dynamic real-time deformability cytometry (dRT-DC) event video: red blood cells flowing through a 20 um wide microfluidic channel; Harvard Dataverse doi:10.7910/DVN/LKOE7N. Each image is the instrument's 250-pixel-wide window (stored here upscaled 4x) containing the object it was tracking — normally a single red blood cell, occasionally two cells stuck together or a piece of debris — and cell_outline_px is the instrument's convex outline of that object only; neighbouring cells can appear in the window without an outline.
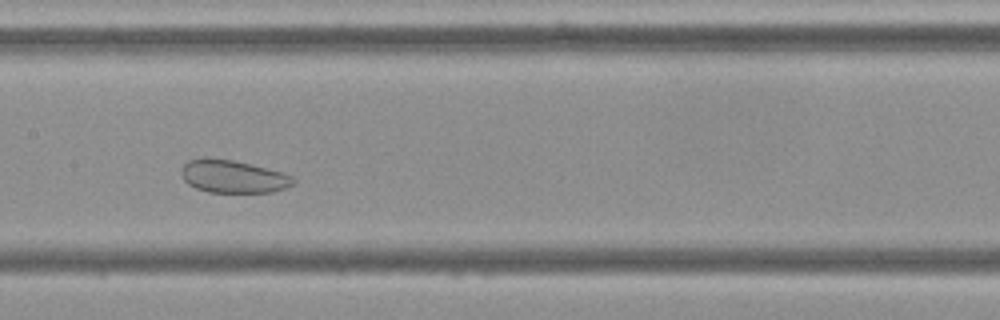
{"species": "Egyptian fruit bat (a non-hibernating species)", "species_latin": "Rousettus aegyptiacus", "temperature_condition": "cold", "stored_images_in_passage": 51, "camera_frame_rate_fps": 3000, "um_per_image_px": 0.085, "frame": {"image": 1, "passage_image": 22, "time_ms": 7.0, "image_size_px": [1000, 320], "cell_outline_px": [[296, 180], [292, 184], [284, 188], [272, 192], [208, 192], [196, 188], [188, 184], [184, 180], [180, 172], [180, 168], [188, 160], [204, 156], [232, 160], [252, 164], [284, 172], [292, 176]], "centroid_in_image_um": [19.78, 14.98], "position_along_channel_um": 187.6, "area_um2": 21.68}}
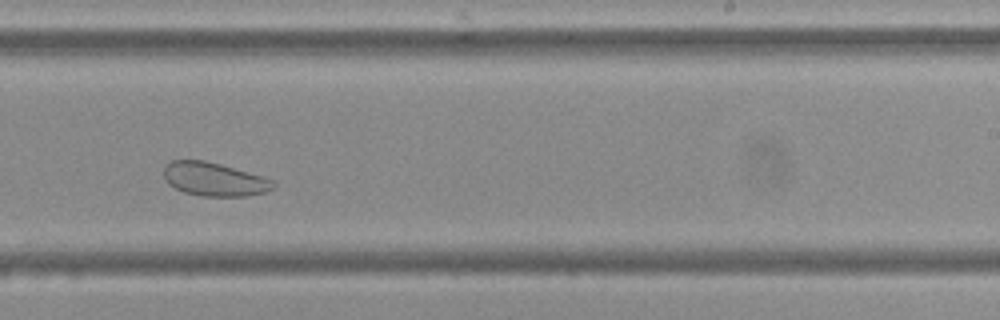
{"frame": {"image": 2, "passage_image": 29, "time_ms": 9.333, "image_size_px": [1000, 320], "cell_outline_px": [[276, 184], [272, 188], [264, 192], [244, 196], [204, 196], [184, 192], [168, 184], [164, 176], [164, 168], [172, 160], [204, 160], [220, 164], [264, 176], [276, 180]], "centroid_in_image_um": [18.24, 15.23], "position_along_channel_um": 270.8, "area_um2": 21.33}}
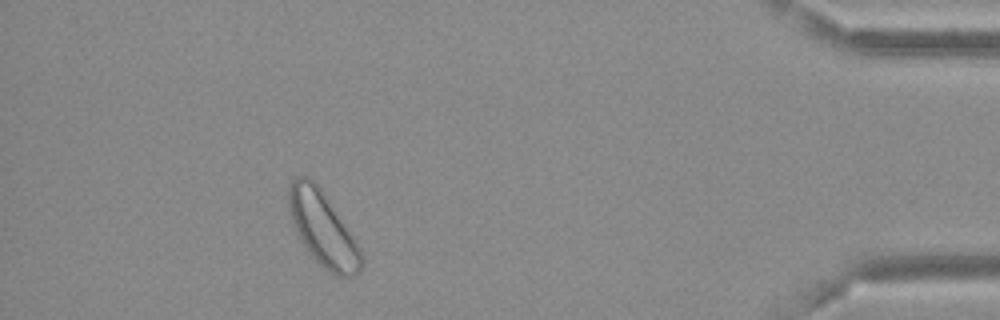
{"frame": {"image": 3, "passage_image": 45, "time_ms": 14.667, "image_size_px": [1000, 320], "cell_outline_px": [[364, 264], [360, 272], [356, 276], [336, 276], [320, 264], [308, 252], [292, 220], [288, 204], [288, 188], [292, 180], [296, 176], [308, 176], [316, 184], [360, 248], [364, 260]], "centroid_in_image_um": [27.45, 19.49], "position_along_channel_um": 407.8, "area_um2": 30.4}}